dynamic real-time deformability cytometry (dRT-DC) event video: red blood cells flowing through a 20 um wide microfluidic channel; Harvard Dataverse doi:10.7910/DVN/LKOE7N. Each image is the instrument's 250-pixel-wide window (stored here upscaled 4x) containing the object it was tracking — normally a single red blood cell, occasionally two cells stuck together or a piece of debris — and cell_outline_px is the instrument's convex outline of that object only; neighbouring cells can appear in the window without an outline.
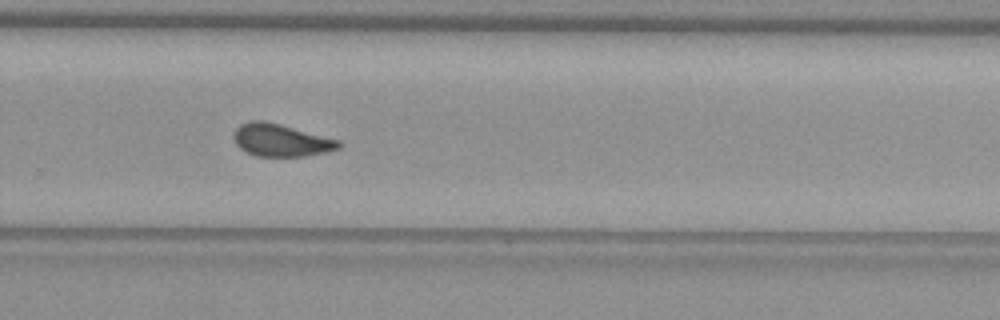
{"species": "common noctule bat (a hibernating species)", "species_latin": "Nyctalus noctula", "temperature_condition": "warm", "stored_images_in_passage": 39, "camera_frame_rate_fps": 3000, "um_per_image_px": 0.085, "animal": {"sex": "female", "body_mass_g": 29.2, "forearm_length_mm": 56.3}, "frame": {"image": 1, "passage_image": 23, "time_ms": 7.333, "image_size_px": [1000, 320], "cell_outline_px": [[340, 148], [328, 152], [304, 156], [256, 156], [240, 148], [236, 144], [236, 128], [240, 124], [252, 120], [264, 120], [280, 124], [340, 140]], "centroid_in_image_um": [23.91, 11.91], "position_along_channel_um": 305.9, "area_um2": 19.65}}